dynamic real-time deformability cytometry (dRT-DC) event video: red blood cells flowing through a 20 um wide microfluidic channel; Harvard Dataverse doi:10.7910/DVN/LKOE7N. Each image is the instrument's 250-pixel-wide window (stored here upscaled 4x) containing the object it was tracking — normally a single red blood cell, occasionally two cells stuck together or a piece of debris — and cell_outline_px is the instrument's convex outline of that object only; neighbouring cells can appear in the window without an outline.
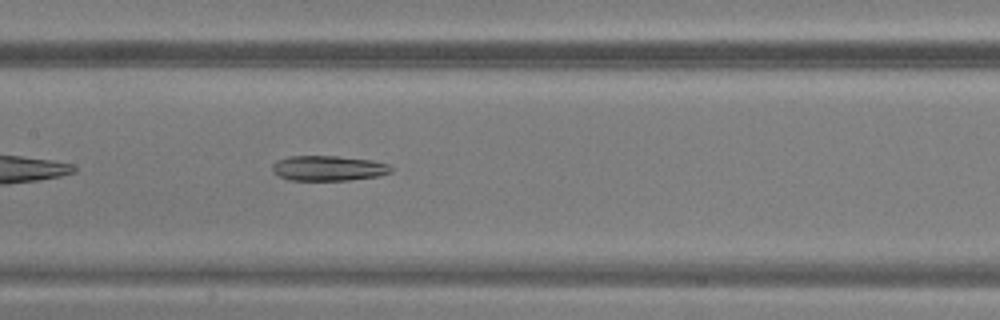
{"species": "common noctule bat (a hibernating species)", "species_latin": "Nyctalus noctula", "temperature_condition": "warm", "stored_images_in_passage": 25, "camera_frame_rate_fps": 3000, "um_per_image_px": 0.085, "animal": {"sex": "male", "body_mass_g": 20.5, "forearm_length_mm": 52.5}, "frame": {"image": 1, "passage_image": 10, "time_ms": 3.0, "image_size_px": [1000, 320], "cell_outline_px": [[392, 172], [380, 176], [348, 180], [288, 180], [272, 172], [272, 164], [276, 160], [288, 156], [336, 156], [372, 160], [388, 164], [392, 168]], "centroid_in_image_um": [27.9, 14.3], "position_along_channel_um": 179.5, "area_um2": 17.51}}
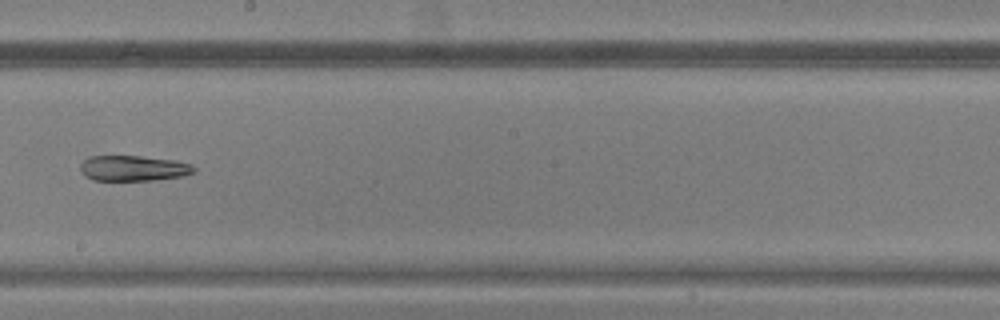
{"frame": {"image": 2, "passage_image": 14, "time_ms": 4.333, "image_size_px": [1000, 320], "cell_outline_px": [[196, 172], [184, 176], [152, 180], [92, 180], [84, 176], [80, 172], [80, 164], [88, 156], [140, 156], [172, 160], [192, 164], [196, 168]], "centroid_in_image_um": [11.32, 14.3], "position_along_channel_um": 236.9, "area_um2": 16.99}}